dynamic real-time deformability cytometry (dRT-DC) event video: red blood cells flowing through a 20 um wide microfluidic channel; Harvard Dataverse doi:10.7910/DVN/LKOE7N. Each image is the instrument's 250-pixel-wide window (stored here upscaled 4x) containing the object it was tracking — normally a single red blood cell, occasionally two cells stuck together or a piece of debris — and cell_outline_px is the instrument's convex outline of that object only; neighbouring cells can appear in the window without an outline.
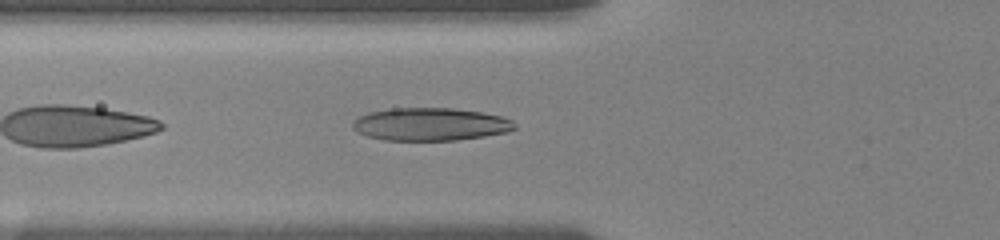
{"species": "human", "species_latin": "Homo sapiens", "temperature_condition": "room temperature", "stored_images_in_passage": 51, "camera_frame_rate_fps": 3000, "um_per_image_px": 0.085, "donor": {"sex": "female"}, "frame": {"image": 1, "passage_image": 6, "time_ms": 1.333, "image_size_px": [1000, 240], "cell_outline_px": [[516, 128], [508, 132], [484, 136], [456, 140], [384, 140], [368, 136], [356, 132], [352, 128], [352, 120], [368, 112], [392, 108], [452, 108], [480, 112], [500, 116], [512, 120], [516, 124]], "centroid_in_image_um": [36.55, 10.56], "position_along_channel_um": 89.2, "area_um2": 31.04}}
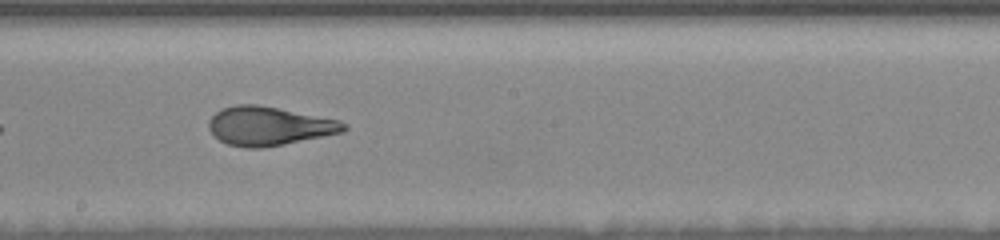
{"frame": {"image": 2, "passage_image": 24, "time_ms": 5.0, "image_size_px": [1000, 240], "cell_outline_px": [[348, 128], [344, 132], [284, 144], [260, 148], [244, 148], [228, 144], [220, 140], [208, 128], [208, 120], [216, 112], [224, 108], [236, 104], [256, 104], [340, 120], [348, 124]], "centroid_in_image_um": [22.88, 10.71], "position_along_channel_um": 225.3, "area_um2": 30.4}}
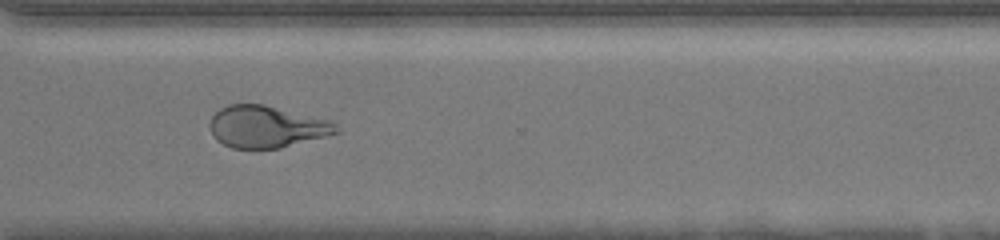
{"frame": {"image": 3, "passage_image": 41, "time_ms": 8.333, "image_size_px": [1000, 240], "cell_outline_px": [[340, 132], [280, 148], [232, 148], [216, 140], [208, 124], [212, 116], [220, 108], [228, 104], [264, 104], [332, 120], [340, 128]], "centroid_in_image_um": [22.67, 10.76], "position_along_channel_um": 347.9, "area_um2": 30.98}}